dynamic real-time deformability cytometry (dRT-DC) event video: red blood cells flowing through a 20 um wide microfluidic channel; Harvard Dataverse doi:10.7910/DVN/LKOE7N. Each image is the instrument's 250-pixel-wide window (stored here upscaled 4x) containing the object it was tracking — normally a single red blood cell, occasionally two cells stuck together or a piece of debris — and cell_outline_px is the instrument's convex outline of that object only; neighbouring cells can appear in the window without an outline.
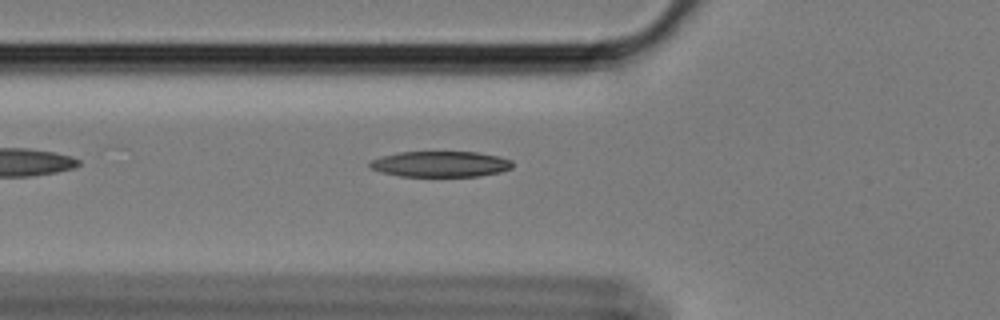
{"species": "Egyptian fruit bat (a non-hibernating species)", "species_latin": "Rousettus aegyptiacus", "temperature_condition": "cold", "stored_images_in_passage": 40, "camera_frame_rate_fps": 3000, "um_per_image_px": 0.085, "animal": {"sex": "female"}, "frame": {"image": 1, "passage_image": 2, "time_ms": 0.333, "image_size_px": [1000, 320], "cell_outline_px": [[512, 168], [500, 172], [480, 176], [400, 176], [380, 172], [372, 168], [368, 164], [372, 160], [380, 156], [400, 152], [476, 152], [500, 156], [512, 160]], "centroid_in_image_um": [37.45, 13.94], "position_along_channel_um": 88.3, "area_um2": 21.44}}
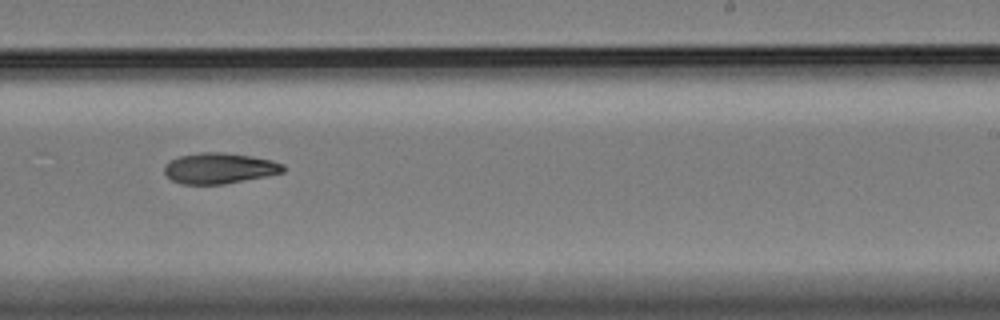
{"frame": {"image": 2, "passage_image": 18, "time_ms": 5.667, "image_size_px": [1000, 320], "cell_outline_px": [[284, 172], [224, 184], [180, 184], [172, 180], [164, 172], [164, 168], [172, 160], [180, 156], [200, 152], [220, 152], [252, 156], [272, 160], [284, 164]], "centroid_in_image_um": [18.66, 14.3], "position_along_channel_um": 270.3, "area_um2": 21.04}}
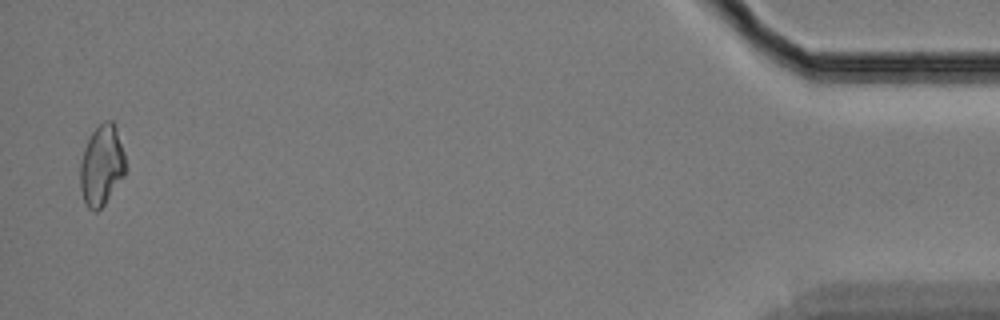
{"frame": {"image": 3, "passage_image": 39, "time_ms": 12.667, "image_size_px": [1000, 320], "cell_outline_px": [[128, 168], [124, 176], [104, 204], [96, 212], [92, 212], [84, 204], [80, 188], [80, 160], [84, 148], [92, 132], [104, 120], [112, 120], [116, 128], [124, 152]], "centroid_in_image_um": [8.64, 14.08], "position_along_channel_um": 426.6, "area_um2": 21.56}}